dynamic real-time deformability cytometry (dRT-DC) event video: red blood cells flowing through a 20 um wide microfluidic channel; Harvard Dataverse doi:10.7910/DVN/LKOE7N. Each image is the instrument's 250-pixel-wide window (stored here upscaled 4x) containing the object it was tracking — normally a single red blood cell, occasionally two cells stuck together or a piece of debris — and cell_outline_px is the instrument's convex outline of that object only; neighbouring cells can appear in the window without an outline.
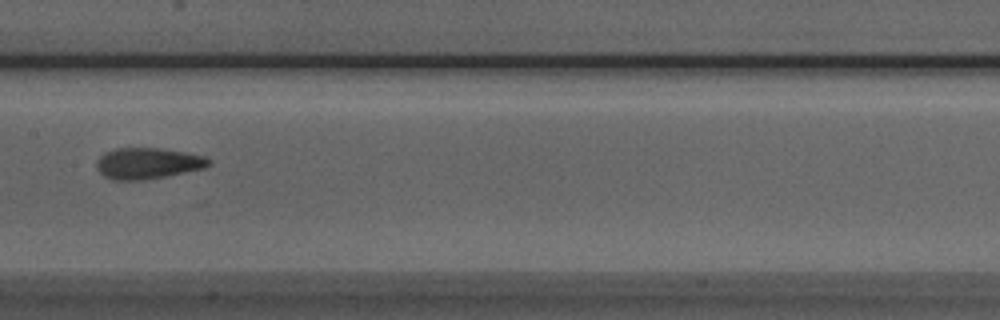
{"species": "Egyptian fruit bat (a non-hibernating species)", "species_latin": "Rousettus aegyptiacus", "temperature_condition": "room temperature", "stored_images_in_passage": 8, "camera_frame_rate_fps": 3000, "um_per_image_px": 0.085, "animal": {"sex": "male"}, "frame": {"image": 1, "passage_image": 7, "time_ms": 7.0, "image_size_px": [1000, 320], "cell_outline_px": [[212, 164], [204, 168], [144, 180], [112, 180], [104, 176], [96, 168], [96, 164], [100, 156], [104, 152], [116, 148], [160, 148], [184, 152], [204, 156], [212, 160]], "centroid_in_image_um": [12.55, 13.88], "position_along_channel_um": 194.8, "area_um2": 20.35}}
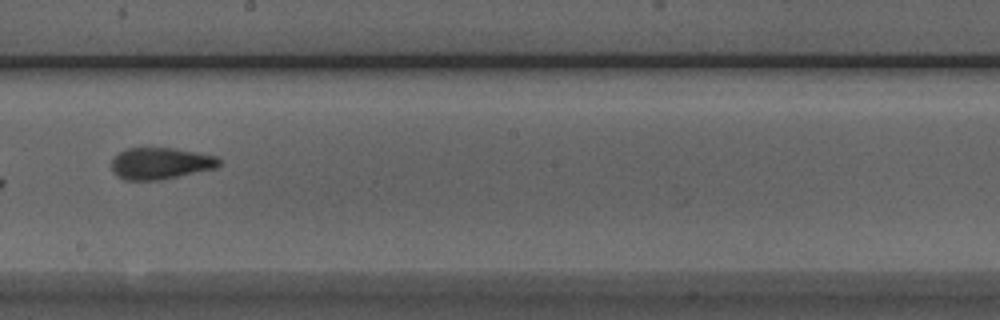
{"frame": {"image": 2, "passage_image": 8, "time_ms": 8.0, "image_size_px": [1000, 320], "cell_outline_px": [[220, 164], [216, 168], [160, 180], [124, 180], [116, 176], [112, 172], [112, 156], [128, 148], [172, 148], [196, 152], [216, 156], [220, 160]], "centroid_in_image_um": [13.6, 13.89], "position_along_channel_um": 234.6, "area_um2": 19.88}}